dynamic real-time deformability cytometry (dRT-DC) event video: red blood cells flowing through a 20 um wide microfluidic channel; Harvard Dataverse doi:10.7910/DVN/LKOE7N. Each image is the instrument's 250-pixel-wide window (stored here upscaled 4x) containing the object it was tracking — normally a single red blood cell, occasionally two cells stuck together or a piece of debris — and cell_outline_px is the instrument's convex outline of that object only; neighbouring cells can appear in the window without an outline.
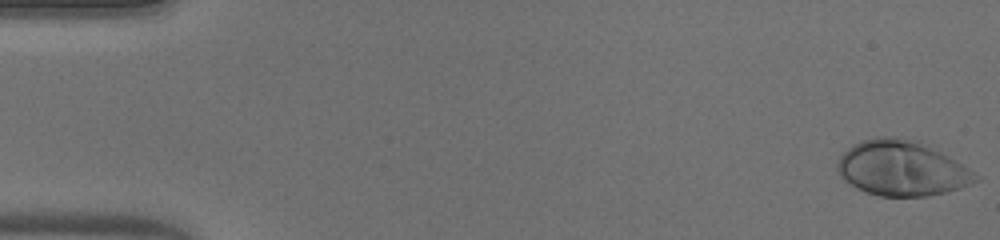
{"species": "human", "species_latin": "Homo sapiens", "temperature_condition": "warm", "stored_images_in_passage": 50, "camera_frame_rate_fps": 3000, "um_per_image_px": 0.085, "donor": {"sex": "male"}, "frame": {"image": 1, "passage_image": 1, "time_ms": 0.0, "image_size_px": [1000, 240], "cell_outline_px": [[980, 180], [960, 188], [928, 196], [880, 196], [856, 188], [844, 180], [840, 176], [836, 168], [836, 164], [840, 156], [852, 144], [860, 140], [876, 136], [900, 136], [920, 140], [928, 144], [968, 168], [980, 176]], "centroid_in_image_um": [76.63, 14.27], "position_along_channel_um": 8.4, "area_um2": 44.8}}
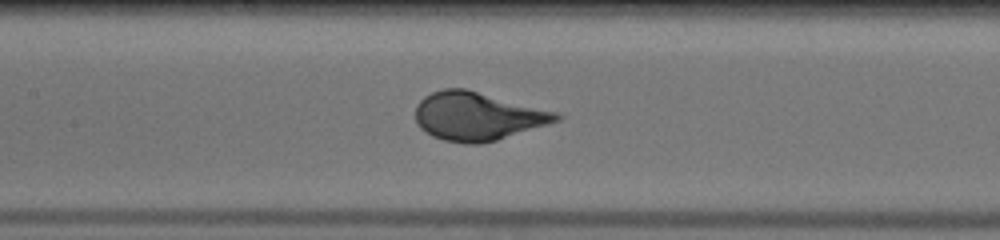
{"frame": {"image": 2, "passage_image": 24, "time_ms": 7.667, "image_size_px": [1000, 240], "cell_outline_px": [[564, 116], [560, 120], [496, 140], [480, 144], [464, 144], [444, 140], [432, 136], [424, 132], [416, 124], [416, 104], [424, 96], [432, 92], [444, 88], [464, 88], [556, 112]], "centroid_in_image_um": [40.53, 9.89], "position_along_channel_um": 166.9, "area_um2": 39.42}}
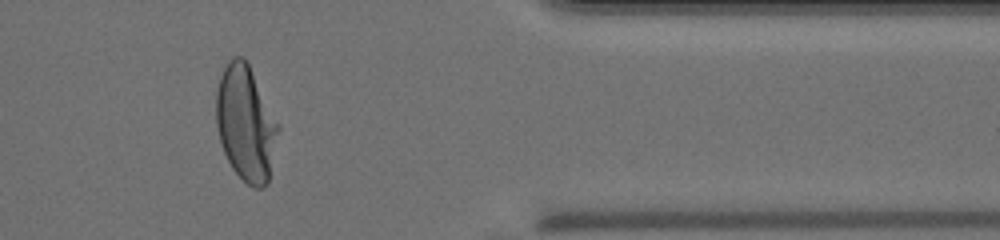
{"frame": {"image": 3, "passage_image": 42, "time_ms": 13.667, "image_size_px": [1000, 240], "cell_outline_px": [[280, 128], [268, 184], [264, 188], [252, 188], [232, 168], [224, 152], [220, 140], [216, 124], [216, 92], [220, 76], [228, 60], [232, 56], [244, 56], [280, 124]], "centroid_in_image_um": [20.91, 10.48], "position_along_channel_um": 390.5, "area_um2": 41.91}}